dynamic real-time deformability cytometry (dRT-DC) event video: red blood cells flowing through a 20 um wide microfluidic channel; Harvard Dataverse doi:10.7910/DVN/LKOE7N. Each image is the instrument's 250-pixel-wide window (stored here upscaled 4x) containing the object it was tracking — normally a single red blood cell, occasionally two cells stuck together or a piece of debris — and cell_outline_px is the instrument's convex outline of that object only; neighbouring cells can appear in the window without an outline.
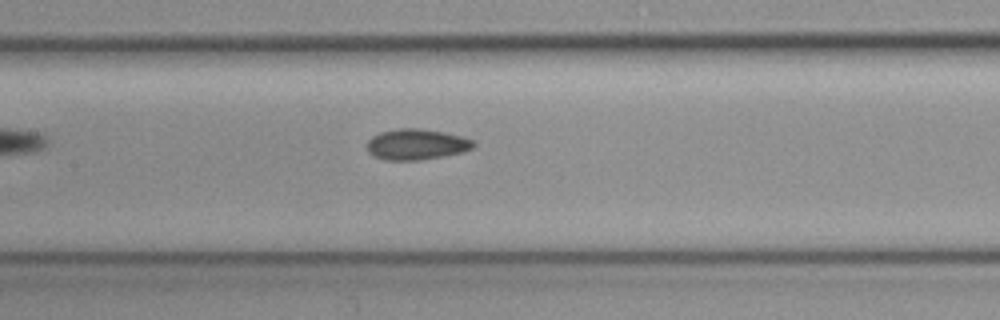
{"species": "common noctule bat (a hibernating species)", "species_latin": "Nyctalus noctula", "temperature_condition": "cold", "stored_images_in_passage": 5, "camera_frame_rate_fps": 3000, "um_per_image_px": 0.085, "animal": {"sex": "female", "body_mass_g": 19.3, "forearm_length_mm": 54.1}, "frame": {"image": 1, "passage_image": 5, "time_ms": 1.333, "image_size_px": [1000, 320], "cell_outline_px": [[476, 144], [472, 148], [460, 152], [444, 156], [420, 160], [384, 160], [368, 152], [368, 140], [372, 136], [380, 132], [400, 128], [420, 128], [444, 132], [460, 136], [472, 140]], "centroid_in_image_um": [35.39, 12.27], "position_along_channel_um": 172.0, "area_um2": 18.96}}